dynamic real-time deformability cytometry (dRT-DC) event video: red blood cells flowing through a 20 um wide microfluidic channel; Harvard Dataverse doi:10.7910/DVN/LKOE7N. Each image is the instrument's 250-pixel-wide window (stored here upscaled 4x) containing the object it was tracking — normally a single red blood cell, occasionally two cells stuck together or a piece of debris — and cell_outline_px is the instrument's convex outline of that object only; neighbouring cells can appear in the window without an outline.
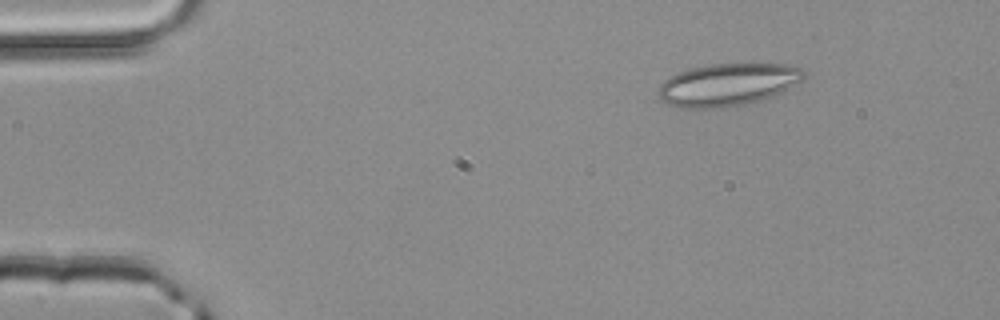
{"species": "common noctule bat (a hibernating species)", "species_latin": "Nyctalus noctula", "temperature_condition": "room temperature", "stored_images_in_passage": 3, "camera_frame_rate_fps": 3000, "um_per_image_px": 0.085, "animal": {"sex": "male", "body_mass_g": 20.4}, "frame": {"image": 1, "passage_image": 1, "time_ms": 0.0, "image_size_px": [1000, 320], "cell_outline_px": [[804, 76], [800, 80], [784, 92], [736, 108], [680, 108], [668, 104], [660, 100], [656, 92], [660, 84], [664, 80], [680, 72], [692, 68], [712, 64], [792, 64], [800, 68], [804, 72]], "centroid_in_image_um": [61.84, 7.22], "position_along_channel_um": 23.2, "area_um2": 36.3}}